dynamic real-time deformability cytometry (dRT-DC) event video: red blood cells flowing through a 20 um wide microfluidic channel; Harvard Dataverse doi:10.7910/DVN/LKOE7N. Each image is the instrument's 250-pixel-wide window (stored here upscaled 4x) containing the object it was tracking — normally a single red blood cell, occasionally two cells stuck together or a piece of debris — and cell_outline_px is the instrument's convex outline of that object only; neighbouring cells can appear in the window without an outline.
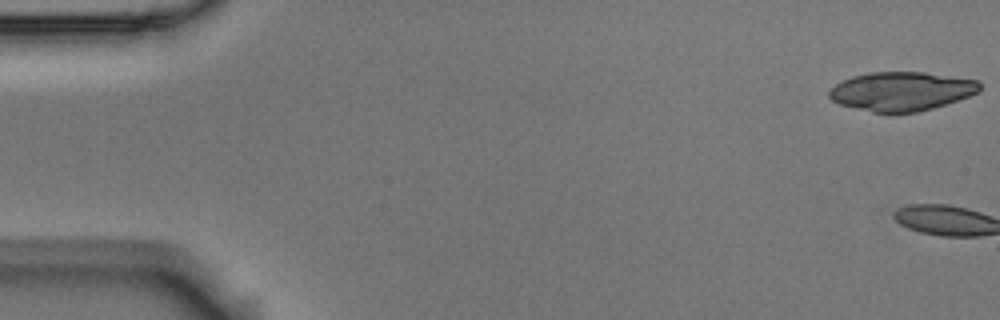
{"species": "Egyptian fruit bat (a non-hibernating species)", "species_latin": "Rousettus aegyptiacus", "temperature_condition": "room temperature", "stored_images_in_passage": 6, "camera_frame_rate_fps": 3000, "um_per_image_px": 0.085, "animal": {"sex": "male"}, "frame": {"image": 1, "passage_image": 1, "time_ms": 0.0, "image_size_px": [1000, 320], "cell_outline_px": [[980, 92], [932, 108], [916, 112], [872, 112], [840, 104], [832, 100], [828, 96], [828, 92], [836, 84], [852, 76], [872, 72], [924, 72], [976, 80], [980, 84]], "centroid_in_image_um": [76.61, 7.75], "position_along_channel_um": 8.4, "area_um2": 33.7}}
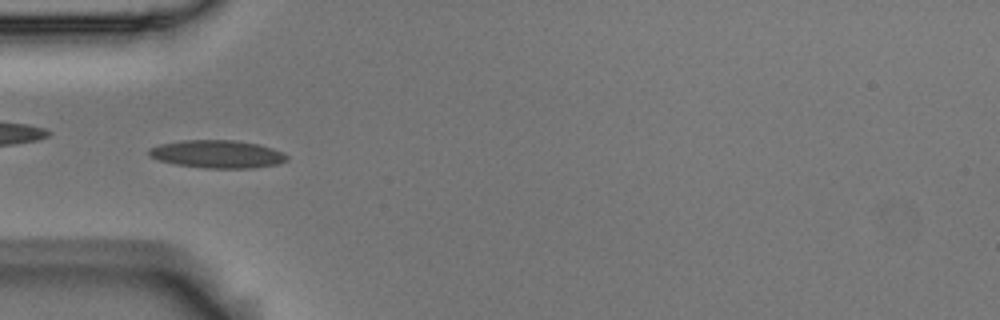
{"frame": {"image": 2, "passage_image": 6, "time_ms": 1.667, "image_size_px": [1000, 320], "cell_outline_px": [[288, 160], [276, 164], [252, 168], [204, 168], [176, 164], [160, 160], [148, 156], [148, 148], [160, 144], [184, 140], [236, 140], [260, 144], [284, 152], [288, 156]], "centroid_in_image_um": [18.48, 13.09], "position_along_channel_um": 66.5, "area_um2": 22.48}}